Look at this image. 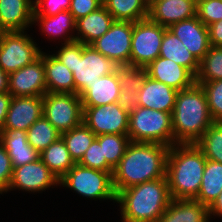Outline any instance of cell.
<instances>
[{"label":"cell","mask_w":222,"mask_h":222,"mask_svg":"<svg viewBox=\"0 0 222 222\" xmlns=\"http://www.w3.org/2000/svg\"><path fill=\"white\" fill-rule=\"evenodd\" d=\"M169 147L159 143L130 142L112 173L116 195L140 183L164 178Z\"/></svg>","instance_id":"cell-1"},{"label":"cell","mask_w":222,"mask_h":222,"mask_svg":"<svg viewBox=\"0 0 222 222\" xmlns=\"http://www.w3.org/2000/svg\"><path fill=\"white\" fill-rule=\"evenodd\" d=\"M206 160L205 155L196 144H175L169 147L166 177L172 199H195L197 197Z\"/></svg>","instance_id":"cell-2"},{"label":"cell","mask_w":222,"mask_h":222,"mask_svg":"<svg viewBox=\"0 0 222 222\" xmlns=\"http://www.w3.org/2000/svg\"><path fill=\"white\" fill-rule=\"evenodd\" d=\"M213 123L201 85L178 91L172 111L175 144H195Z\"/></svg>","instance_id":"cell-3"},{"label":"cell","mask_w":222,"mask_h":222,"mask_svg":"<svg viewBox=\"0 0 222 222\" xmlns=\"http://www.w3.org/2000/svg\"><path fill=\"white\" fill-rule=\"evenodd\" d=\"M171 199L166 176L126 188L116 195L122 222H157Z\"/></svg>","instance_id":"cell-4"},{"label":"cell","mask_w":222,"mask_h":222,"mask_svg":"<svg viewBox=\"0 0 222 222\" xmlns=\"http://www.w3.org/2000/svg\"><path fill=\"white\" fill-rule=\"evenodd\" d=\"M64 46L54 56L72 71L75 94L79 97L95 83L98 78L114 73L119 65L95 50L91 45L75 41L67 36Z\"/></svg>","instance_id":"cell-5"},{"label":"cell","mask_w":222,"mask_h":222,"mask_svg":"<svg viewBox=\"0 0 222 222\" xmlns=\"http://www.w3.org/2000/svg\"><path fill=\"white\" fill-rule=\"evenodd\" d=\"M128 137L130 142L175 145L172 114L130 104Z\"/></svg>","instance_id":"cell-6"},{"label":"cell","mask_w":222,"mask_h":222,"mask_svg":"<svg viewBox=\"0 0 222 222\" xmlns=\"http://www.w3.org/2000/svg\"><path fill=\"white\" fill-rule=\"evenodd\" d=\"M112 173L88 168L76 163L59 180V184L69 187L87 198L110 199L116 202Z\"/></svg>","instance_id":"cell-7"},{"label":"cell","mask_w":222,"mask_h":222,"mask_svg":"<svg viewBox=\"0 0 222 222\" xmlns=\"http://www.w3.org/2000/svg\"><path fill=\"white\" fill-rule=\"evenodd\" d=\"M43 116L59 133L70 131L83 123V106L77 94L50 93L43 95Z\"/></svg>","instance_id":"cell-8"},{"label":"cell","mask_w":222,"mask_h":222,"mask_svg":"<svg viewBox=\"0 0 222 222\" xmlns=\"http://www.w3.org/2000/svg\"><path fill=\"white\" fill-rule=\"evenodd\" d=\"M167 28L149 18L133 22L130 66L145 68L159 57L162 39Z\"/></svg>","instance_id":"cell-9"},{"label":"cell","mask_w":222,"mask_h":222,"mask_svg":"<svg viewBox=\"0 0 222 222\" xmlns=\"http://www.w3.org/2000/svg\"><path fill=\"white\" fill-rule=\"evenodd\" d=\"M130 104L110 103L97 107H83V123L97 135H128Z\"/></svg>","instance_id":"cell-10"},{"label":"cell","mask_w":222,"mask_h":222,"mask_svg":"<svg viewBox=\"0 0 222 222\" xmlns=\"http://www.w3.org/2000/svg\"><path fill=\"white\" fill-rule=\"evenodd\" d=\"M41 50L24 31H2L0 67L9 75L40 57Z\"/></svg>","instance_id":"cell-11"},{"label":"cell","mask_w":222,"mask_h":222,"mask_svg":"<svg viewBox=\"0 0 222 222\" xmlns=\"http://www.w3.org/2000/svg\"><path fill=\"white\" fill-rule=\"evenodd\" d=\"M133 22L115 20L107 33L90 45L119 66H130Z\"/></svg>","instance_id":"cell-12"},{"label":"cell","mask_w":222,"mask_h":222,"mask_svg":"<svg viewBox=\"0 0 222 222\" xmlns=\"http://www.w3.org/2000/svg\"><path fill=\"white\" fill-rule=\"evenodd\" d=\"M8 92L12 97L43 96L47 93L44 60L33 63L9 74Z\"/></svg>","instance_id":"cell-13"},{"label":"cell","mask_w":222,"mask_h":222,"mask_svg":"<svg viewBox=\"0 0 222 222\" xmlns=\"http://www.w3.org/2000/svg\"><path fill=\"white\" fill-rule=\"evenodd\" d=\"M56 184H59L58 177L39 158L34 162L13 168L7 191L19 188L29 192H36L43 191Z\"/></svg>","instance_id":"cell-14"},{"label":"cell","mask_w":222,"mask_h":222,"mask_svg":"<svg viewBox=\"0 0 222 222\" xmlns=\"http://www.w3.org/2000/svg\"><path fill=\"white\" fill-rule=\"evenodd\" d=\"M43 116V96L12 97L3 129L27 131Z\"/></svg>","instance_id":"cell-15"},{"label":"cell","mask_w":222,"mask_h":222,"mask_svg":"<svg viewBox=\"0 0 222 222\" xmlns=\"http://www.w3.org/2000/svg\"><path fill=\"white\" fill-rule=\"evenodd\" d=\"M167 29L180 39L199 62L208 52L210 48L208 27L198 19V16L174 23Z\"/></svg>","instance_id":"cell-16"},{"label":"cell","mask_w":222,"mask_h":222,"mask_svg":"<svg viewBox=\"0 0 222 222\" xmlns=\"http://www.w3.org/2000/svg\"><path fill=\"white\" fill-rule=\"evenodd\" d=\"M144 69L147 76L177 91L190 88L196 83V77L187 68L160 56Z\"/></svg>","instance_id":"cell-17"},{"label":"cell","mask_w":222,"mask_h":222,"mask_svg":"<svg viewBox=\"0 0 222 222\" xmlns=\"http://www.w3.org/2000/svg\"><path fill=\"white\" fill-rule=\"evenodd\" d=\"M177 93L172 87L147 76L133 104L172 114Z\"/></svg>","instance_id":"cell-18"},{"label":"cell","mask_w":222,"mask_h":222,"mask_svg":"<svg viewBox=\"0 0 222 222\" xmlns=\"http://www.w3.org/2000/svg\"><path fill=\"white\" fill-rule=\"evenodd\" d=\"M197 16V0L156 1L149 7L148 18L168 28L182 20Z\"/></svg>","instance_id":"cell-19"},{"label":"cell","mask_w":222,"mask_h":222,"mask_svg":"<svg viewBox=\"0 0 222 222\" xmlns=\"http://www.w3.org/2000/svg\"><path fill=\"white\" fill-rule=\"evenodd\" d=\"M83 107H97L123 102L117 70L102 76L80 96Z\"/></svg>","instance_id":"cell-20"},{"label":"cell","mask_w":222,"mask_h":222,"mask_svg":"<svg viewBox=\"0 0 222 222\" xmlns=\"http://www.w3.org/2000/svg\"><path fill=\"white\" fill-rule=\"evenodd\" d=\"M34 1L0 0V29L24 31L33 24Z\"/></svg>","instance_id":"cell-21"},{"label":"cell","mask_w":222,"mask_h":222,"mask_svg":"<svg viewBox=\"0 0 222 222\" xmlns=\"http://www.w3.org/2000/svg\"><path fill=\"white\" fill-rule=\"evenodd\" d=\"M0 142L8 152L13 168L40 158V153L28 143L27 132L24 130L2 129Z\"/></svg>","instance_id":"cell-22"},{"label":"cell","mask_w":222,"mask_h":222,"mask_svg":"<svg viewBox=\"0 0 222 222\" xmlns=\"http://www.w3.org/2000/svg\"><path fill=\"white\" fill-rule=\"evenodd\" d=\"M208 206L195 199H171L157 222H209Z\"/></svg>","instance_id":"cell-23"},{"label":"cell","mask_w":222,"mask_h":222,"mask_svg":"<svg viewBox=\"0 0 222 222\" xmlns=\"http://www.w3.org/2000/svg\"><path fill=\"white\" fill-rule=\"evenodd\" d=\"M113 16L102 5L96 11L76 20V29L78 35L74 36L75 41L85 45H90L96 39L103 36L109 30L114 22Z\"/></svg>","instance_id":"cell-24"},{"label":"cell","mask_w":222,"mask_h":222,"mask_svg":"<svg viewBox=\"0 0 222 222\" xmlns=\"http://www.w3.org/2000/svg\"><path fill=\"white\" fill-rule=\"evenodd\" d=\"M40 57L44 60L47 92L75 94V84L72 71L53 55H45L41 52Z\"/></svg>","instance_id":"cell-25"},{"label":"cell","mask_w":222,"mask_h":222,"mask_svg":"<svg viewBox=\"0 0 222 222\" xmlns=\"http://www.w3.org/2000/svg\"><path fill=\"white\" fill-rule=\"evenodd\" d=\"M159 56L187 68L195 77L199 71L200 62L187 50L180 39L168 29L165 30Z\"/></svg>","instance_id":"cell-26"},{"label":"cell","mask_w":222,"mask_h":222,"mask_svg":"<svg viewBox=\"0 0 222 222\" xmlns=\"http://www.w3.org/2000/svg\"><path fill=\"white\" fill-rule=\"evenodd\" d=\"M221 192L222 163L207 159L199 194L195 200L209 207Z\"/></svg>","instance_id":"cell-27"},{"label":"cell","mask_w":222,"mask_h":222,"mask_svg":"<svg viewBox=\"0 0 222 222\" xmlns=\"http://www.w3.org/2000/svg\"><path fill=\"white\" fill-rule=\"evenodd\" d=\"M39 156L59 180L76 164L61 137L44 149Z\"/></svg>","instance_id":"cell-28"},{"label":"cell","mask_w":222,"mask_h":222,"mask_svg":"<svg viewBox=\"0 0 222 222\" xmlns=\"http://www.w3.org/2000/svg\"><path fill=\"white\" fill-rule=\"evenodd\" d=\"M114 20L136 22L148 18L149 7L143 0H103Z\"/></svg>","instance_id":"cell-29"},{"label":"cell","mask_w":222,"mask_h":222,"mask_svg":"<svg viewBox=\"0 0 222 222\" xmlns=\"http://www.w3.org/2000/svg\"><path fill=\"white\" fill-rule=\"evenodd\" d=\"M117 74L123 102L134 103L147 77V71L142 67L119 66Z\"/></svg>","instance_id":"cell-30"},{"label":"cell","mask_w":222,"mask_h":222,"mask_svg":"<svg viewBox=\"0 0 222 222\" xmlns=\"http://www.w3.org/2000/svg\"><path fill=\"white\" fill-rule=\"evenodd\" d=\"M96 135L84 123L74 127L70 131L61 134L72 159L79 163L83 158L86 150L96 139Z\"/></svg>","instance_id":"cell-31"},{"label":"cell","mask_w":222,"mask_h":222,"mask_svg":"<svg viewBox=\"0 0 222 222\" xmlns=\"http://www.w3.org/2000/svg\"><path fill=\"white\" fill-rule=\"evenodd\" d=\"M28 143L39 153L61 137L55 127L42 116L26 131Z\"/></svg>","instance_id":"cell-32"},{"label":"cell","mask_w":222,"mask_h":222,"mask_svg":"<svg viewBox=\"0 0 222 222\" xmlns=\"http://www.w3.org/2000/svg\"><path fill=\"white\" fill-rule=\"evenodd\" d=\"M96 140L102 147L103 157H105L106 162L114 169L124 156L127 145L130 143L128 135H97Z\"/></svg>","instance_id":"cell-33"},{"label":"cell","mask_w":222,"mask_h":222,"mask_svg":"<svg viewBox=\"0 0 222 222\" xmlns=\"http://www.w3.org/2000/svg\"><path fill=\"white\" fill-rule=\"evenodd\" d=\"M222 79V47L210 46L208 52L200 61L196 83Z\"/></svg>","instance_id":"cell-34"},{"label":"cell","mask_w":222,"mask_h":222,"mask_svg":"<svg viewBox=\"0 0 222 222\" xmlns=\"http://www.w3.org/2000/svg\"><path fill=\"white\" fill-rule=\"evenodd\" d=\"M195 144L206 159L222 163V122H214Z\"/></svg>","instance_id":"cell-35"},{"label":"cell","mask_w":222,"mask_h":222,"mask_svg":"<svg viewBox=\"0 0 222 222\" xmlns=\"http://www.w3.org/2000/svg\"><path fill=\"white\" fill-rule=\"evenodd\" d=\"M40 22L42 32L49 36H65L71 29H76V21L69 11H62L53 16H33V22Z\"/></svg>","instance_id":"cell-36"},{"label":"cell","mask_w":222,"mask_h":222,"mask_svg":"<svg viewBox=\"0 0 222 222\" xmlns=\"http://www.w3.org/2000/svg\"><path fill=\"white\" fill-rule=\"evenodd\" d=\"M210 115L214 122H222V79L216 81L202 82Z\"/></svg>","instance_id":"cell-37"},{"label":"cell","mask_w":222,"mask_h":222,"mask_svg":"<svg viewBox=\"0 0 222 222\" xmlns=\"http://www.w3.org/2000/svg\"><path fill=\"white\" fill-rule=\"evenodd\" d=\"M197 16L206 27L222 20V0H197Z\"/></svg>","instance_id":"cell-38"},{"label":"cell","mask_w":222,"mask_h":222,"mask_svg":"<svg viewBox=\"0 0 222 222\" xmlns=\"http://www.w3.org/2000/svg\"><path fill=\"white\" fill-rule=\"evenodd\" d=\"M79 164L100 171L113 172L114 170L103 157L102 147L96 139L86 150Z\"/></svg>","instance_id":"cell-39"},{"label":"cell","mask_w":222,"mask_h":222,"mask_svg":"<svg viewBox=\"0 0 222 222\" xmlns=\"http://www.w3.org/2000/svg\"><path fill=\"white\" fill-rule=\"evenodd\" d=\"M71 0H36L33 16H53L62 11H69Z\"/></svg>","instance_id":"cell-40"},{"label":"cell","mask_w":222,"mask_h":222,"mask_svg":"<svg viewBox=\"0 0 222 222\" xmlns=\"http://www.w3.org/2000/svg\"><path fill=\"white\" fill-rule=\"evenodd\" d=\"M103 5V0H71L69 12L76 20L96 11Z\"/></svg>","instance_id":"cell-41"},{"label":"cell","mask_w":222,"mask_h":222,"mask_svg":"<svg viewBox=\"0 0 222 222\" xmlns=\"http://www.w3.org/2000/svg\"><path fill=\"white\" fill-rule=\"evenodd\" d=\"M13 166L8 152L0 142V193L7 192L12 178Z\"/></svg>","instance_id":"cell-42"},{"label":"cell","mask_w":222,"mask_h":222,"mask_svg":"<svg viewBox=\"0 0 222 222\" xmlns=\"http://www.w3.org/2000/svg\"><path fill=\"white\" fill-rule=\"evenodd\" d=\"M210 46L222 47V20L208 26Z\"/></svg>","instance_id":"cell-43"},{"label":"cell","mask_w":222,"mask_h":222,"mask_svg":"<svg viewBox=\"0 0 222 222\" xmlns=\"http://www.w3.org/2000/svg\"><path fill=\"white\" fill-rule=\"evenodd\" d=\"M12 95L9 92L0 94V131L3 129Z\"/></svg>","instance_id":"cell-44"},{"label":"cell","mask_w":222,"mask_h":222,"mask_svg":"<svg viewBox=\"0 0 222 222\" xmlns=\"http://www.w3.org/2000/svg\"><path fill=\"white\" fill-rule=\"evenodd\" d=\"M209 217L212 215L222 216V192L208 207Z\"/></svg>","instance_id":"cell-45"},{"label":"cell","mask_w":222,"mask_h":222,"mask_svg":"<svg viewBox=\"0 0 222 222\" xmlns=\"http://www.w3.org/2000/svg\"><path fill=\"white\" fill-rule=\"evenodd\" d=\"M9 75L0 67V94L8 92Z\"/></svg>","instance_id":"cell-46"},{"label":"cell","mask_w":222,"mask_h":222,"mask_svg":"<svg viewBox=\"0 0 222 222\" xmlns=\"http://www.w3.org/2000/svg\"><path fill=\"white\" fill-rule=\"evenodd\" d=\"M145 3H146V5L148 6V7H150L154 2H156V1H158V0H143Z\"/></svg>","instance_id":"cell-47"}]
</instances>
